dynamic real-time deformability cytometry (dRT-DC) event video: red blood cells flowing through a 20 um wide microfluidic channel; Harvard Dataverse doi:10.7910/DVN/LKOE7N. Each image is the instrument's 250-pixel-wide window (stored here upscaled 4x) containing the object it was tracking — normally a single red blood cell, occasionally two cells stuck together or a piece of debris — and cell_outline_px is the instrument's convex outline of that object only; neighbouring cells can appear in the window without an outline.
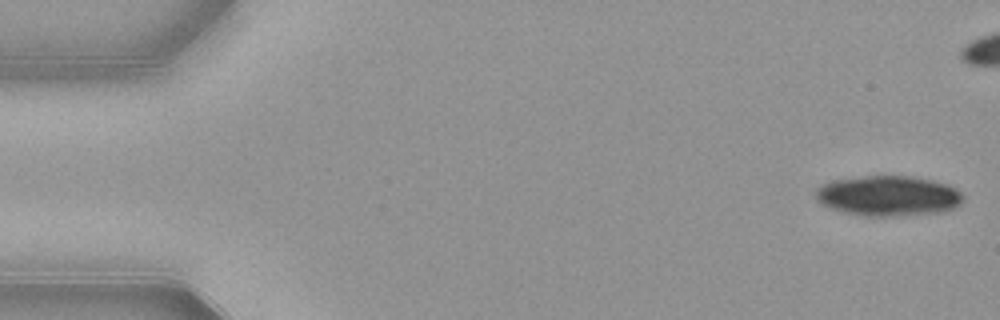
{"species": "common noctule bat (a hibernating species)", "species_latin": "Nyctalus noctula", "temperature_condition": "warm", "stored_images_in_passage": 19, "camera_frame_rate_fps": 3000, "um_per_image_px": 0.085, "animal": {"sex": "female", "body_mass_g": 21.9}, "frame": {"image": 1, "passage_image": 1, "time_ms": 0.0, "image_size_px": [1000, 320], "cell_outline_px": [[964, 200], [960, 204], [952, 208], [940, 212], [896, 216], [864, 216], [844, 212], [828, 208], [820, 204], [816, 200], [816, 188], [820, 184], [832, 180], [864, 176], [912, 176], [932, 180], [948, 184], [956, 188], [964, 196]], "centroid_in_image_um": [75.47, 16.64], "position_along_channel_um": 9.5, "area_um2": 34.91}}